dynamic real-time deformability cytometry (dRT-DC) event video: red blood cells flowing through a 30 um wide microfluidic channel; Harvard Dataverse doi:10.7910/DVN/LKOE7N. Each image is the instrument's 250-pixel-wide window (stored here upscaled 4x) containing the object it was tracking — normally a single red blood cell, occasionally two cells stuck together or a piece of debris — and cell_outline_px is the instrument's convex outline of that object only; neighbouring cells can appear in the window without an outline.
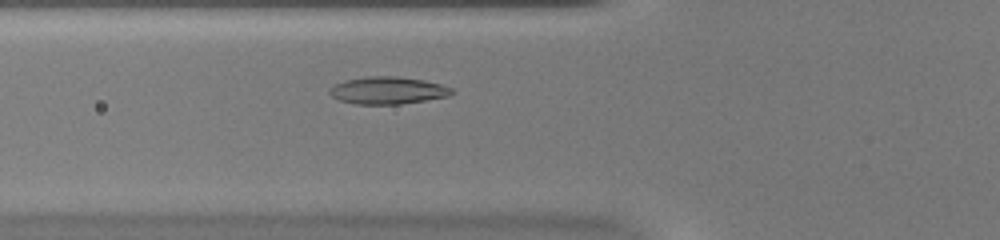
{"species": "common noctule bat (a hibernating species)", "species_latin": "Nyctalus noctula", "temperature_condition": "warm", "stored_images_in_passage": 42, "camera_frame_rate_fps": 3000, "um_per_image_px": 0.085, "animal": {"sex": "female", "body_mass_g": 20.0, "forearm_length_mm": 54.0}, "frame": {"image": 1, "passage_image": 9, "time_ms": 2.667, "image_size_px": [1000, 240], "cell_outline_px": [[452, 92], [448, 96], [400, 104], [356, 104], [340, 100], [332, 96], [328, 92], [328, 88], [344, 80], [368, 76], [396, 76], [424, 80], [440, 84], [452, 88]], "centroid_in_image_um": [32.92, 7.68], "position_along_channel_um": 92.9, "area_um2": 19.31}}
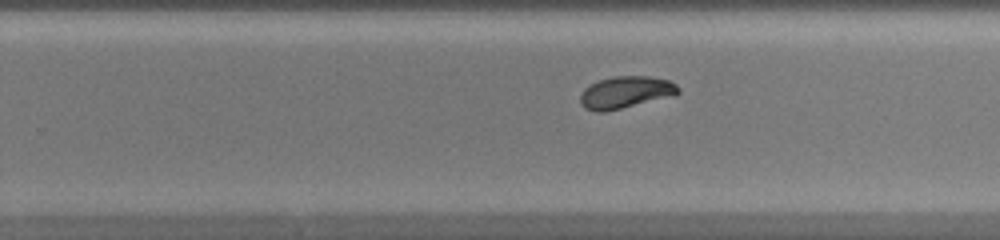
{"frame": {"image": 2, "passage_image": 23, "time_ms": 7.333, "image_size_px": [1000, 240], "cell_outline_px": [[680, 92], [676, 96], [604, 112], [596, 112], [584, 108], [580, 104], [580, 92], [584, 88], [600, 80], [616, 76], [648, 76], [668, 80], [676, 84], [680, 88]], "centroid_in_image_um": [53.2, 7.86], "position_along_channel_um": 276.6, "area_um2": 18.5}}
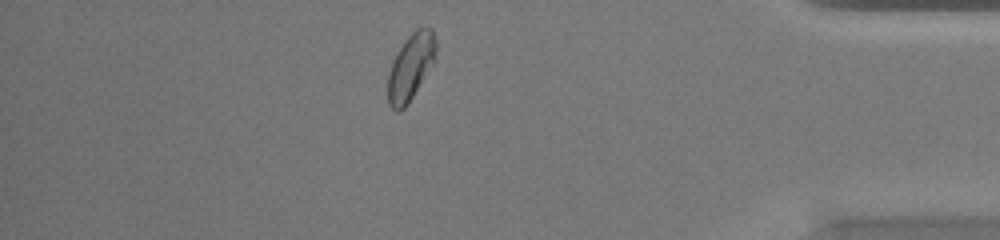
{"frame": {"image": 3, "passage_image": 35, "time_ms": 11.333, "image_size_px": [1000, 240], "cell_outline_px": [[436, 60], [404, 108], [400, 112], [396, 112], [388, 104], [388, 72], [392, 60], [408, 36], [416, 28], [432, 28], [436, 40]], "centroid_in_image_um": [34.91, 5.68], "position_along_channel_um": 400.3, "area_um2": 18.55}, "authors_computed_cell_mechanics": {"area_um2": 18.6116, "velocity_mm_per_s": 3.9459, "shape_relaxation_time_tau1_ms": 4.4391, "shape_relaxation_time_tau2_ms": 1.1663, "deformation_change_tau1": 0.1383, "deformation_change_tau2": 0.029}}